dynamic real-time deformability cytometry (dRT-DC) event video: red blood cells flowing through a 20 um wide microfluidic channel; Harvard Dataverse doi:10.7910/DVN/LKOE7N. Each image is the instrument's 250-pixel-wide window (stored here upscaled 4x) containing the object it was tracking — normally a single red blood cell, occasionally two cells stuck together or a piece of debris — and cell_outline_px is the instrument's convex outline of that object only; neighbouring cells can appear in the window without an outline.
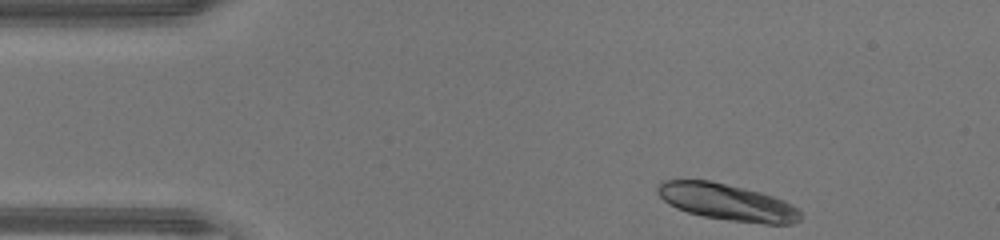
{"species": "human", "species_latin": "Homo sapiens", "temperature_condition": "warm", "stored_images_in_passage": 41, "camera_frame_rate_fps": 3000, "um_per_image_px": 0.085, "donor": {"sex": "male"}, "frame": {"image": 1, "passage_image": 1, "time_ms": 0.0, "image_size_px": [1000, 240], "cell_outline_px": [[800, 220], [792, 224], [764, 224], [732, 220], [704, 216], [688, 212], [676, 208], [668, 204], [656, 192], [656, 188], [664, 180], [712, 180], [760, 192], [784, 200], [792, 204], [800, 212]], "centroid_in_image_um": [61.8, 17.17], "position_along_channel_um": 23.2, "area_um2": 30.35}}
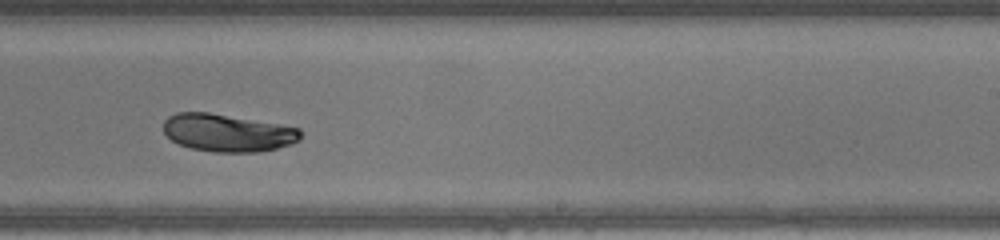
{"frame": {"image": 2, "passage_image": 23, "time_ms": 7.333, "image_size_px": [1000, 240], "cell_outline_px": [[300, 140], [292, 144], [276, 148], [256, 152], [216, 152], [192, 148], [180, 144], [172, 140], [164, 132], [164, 120], [168, 116], [176, 112], [208, 112], [280, 124], [300, 128]], "centroid_in_image_um": [19.35, 11.28], "position_along_channel_um": 269.7, "area_um2": 29.94}}
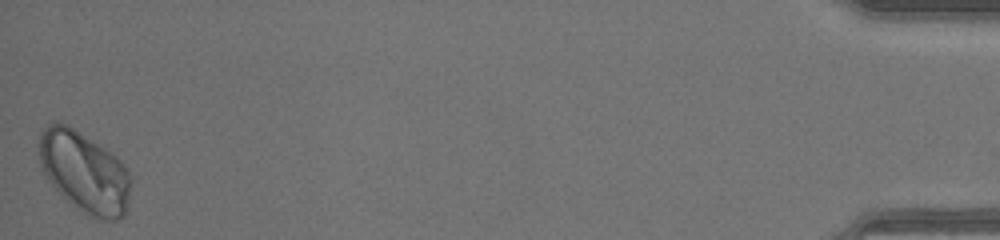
{"frame": {"image": 3, "passage_image": 41, "time_ms": 13.333, "image_size_px": [1000, 240], "cell_outline_px": [[128, 204], [124, 216], [116, 220], [104, 220], [92, 216], [76, 208], [44, 176], [40, 168], [40, 132], [48, 124], [56, 120], [68, 124], [116, 156], [124, 164], [128, 172]], "centroid_in_image_um": [7.14, 14.6], "position_along_channel_um": 428.1, "area_um2": 42.83}, "authors_computed_cell_mechanics": {"area_um2": 31.212, "velocity_mm_per_s": 4.3822, "shape_relaxation_time_tau1_ms": 2.2484, "shape_relaxation_time_tau2_ms": null, "deformation_change_tau1": 0.1184, "deformation_change_tau2": null}}